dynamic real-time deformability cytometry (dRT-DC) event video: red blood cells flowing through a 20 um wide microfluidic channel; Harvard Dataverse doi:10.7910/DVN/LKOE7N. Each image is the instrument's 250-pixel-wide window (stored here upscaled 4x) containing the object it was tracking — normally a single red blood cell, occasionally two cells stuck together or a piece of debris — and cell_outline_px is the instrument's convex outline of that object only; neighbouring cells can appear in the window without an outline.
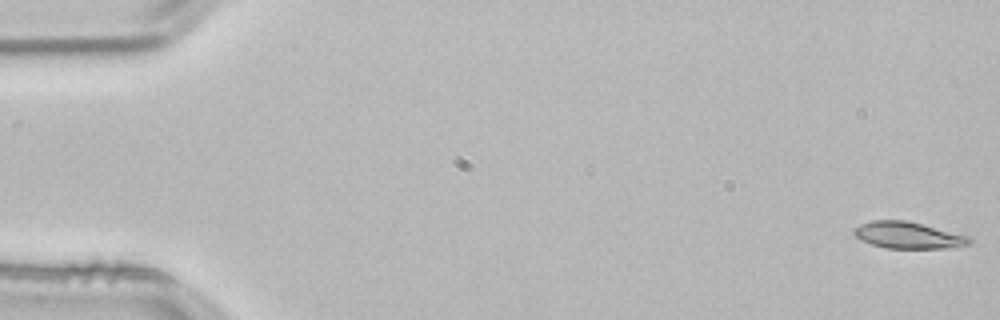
{"species": "common noctule bat (a hibernating species)", "species_latin": "Nyctalus noctula", "temperature_condition": "room temperature", "stored_images_in_passage": 3, "camera_frame_rate_fps": 3000, "um_per_image_px": 0.085, "animal": {"sex": "male", "body_mass_g": 21.5, "forearm_length_mm": 52.0}, "frame": {"image": 1, "passage_image": 1, "time_ms": 0.0, "image_size_px": [1000, 320], "cell_outline_px": [[972, 244], [956, 248], [884, 248], [860, 240], [852, 232], [860, 224], [872, 220], [904, 220], [972, 236]], "centroid_in_image_um": [77.26, 20.01], "position_along_channel_um": 7.7, "area_um2": 18.09}}